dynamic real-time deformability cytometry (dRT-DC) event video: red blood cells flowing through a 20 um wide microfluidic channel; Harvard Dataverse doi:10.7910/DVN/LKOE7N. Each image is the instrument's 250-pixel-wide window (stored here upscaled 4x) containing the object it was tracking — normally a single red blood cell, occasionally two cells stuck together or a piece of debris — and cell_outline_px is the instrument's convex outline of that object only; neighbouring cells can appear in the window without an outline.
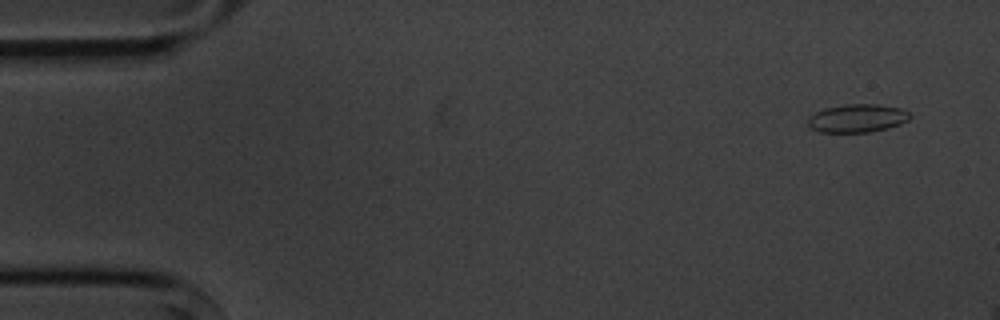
{"species": "common noctule bat (a hibernating species)", "species_latin": "Nyctalus noctula", "temperature_condition": "cold", "stored_images_in_passage": 6, "camera_frame_rate_fps": 3000, "um_per_image_px": 0.085, "animal": {"sex": "male", "body_mass_g": 20.1, "forearm_length_mm": 53.5}, "frame": {"image": 1, "passage_image": 2, "time_ms": 1.0, "image_size_px": [1000, 320], "cell_outline_px": [[912, 116], [908, 120], [900, 124], [888, 128], [868, 132], [820, 132], [812, 128], [808, 124], [808, 116], [824, 108], [844, 104], [876, 104], [900, 108], [908, 112]], "centroid_in_image_um": [72.86, 10.04], "position_along_channel_um": 12.1, "area_um2": 16.76}}